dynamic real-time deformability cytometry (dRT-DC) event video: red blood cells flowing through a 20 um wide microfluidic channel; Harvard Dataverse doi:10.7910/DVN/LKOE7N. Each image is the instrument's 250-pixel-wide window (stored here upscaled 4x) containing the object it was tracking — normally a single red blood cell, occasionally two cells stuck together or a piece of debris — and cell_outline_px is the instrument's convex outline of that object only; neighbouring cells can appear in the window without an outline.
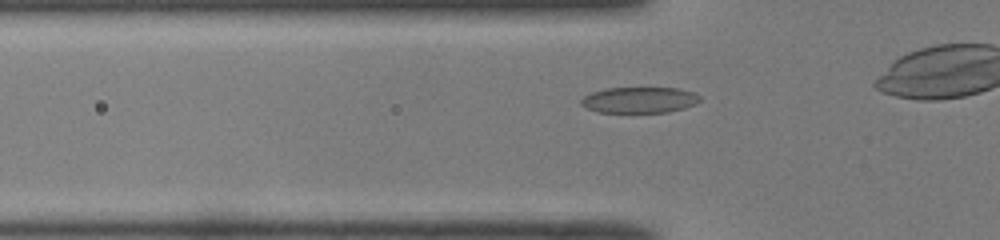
{"species": "common noctule bat (a hibernating species)", "species_latin": "Nyctalus noctula", "temperature_condition": "room temperature", "stored_images_in_passage": 25, "camera_frame_rate_fps": 3000, "um_per_image_px": 0.085, "animal": {"sex": "male", "body_mass_g": 19.0, "forearm_length_mm": 50.8}, "frame": {"image": 1, "passage_image": 5, "time_ms": 1.333, "image_size_px": [1000, 240], "cell_outline_px": [[700, 100], [696, 104], [684, 108], [668, 112], [596, 112], [580, 104], [580, 100], [584, 96], [592, 92], [608, 88], [676, 88], [692, 92], [700, 96]], "centroid_in_image_um": [54.34, 8.5], "position_along_channel_um": 71.5, "area_um2": 17.86}}
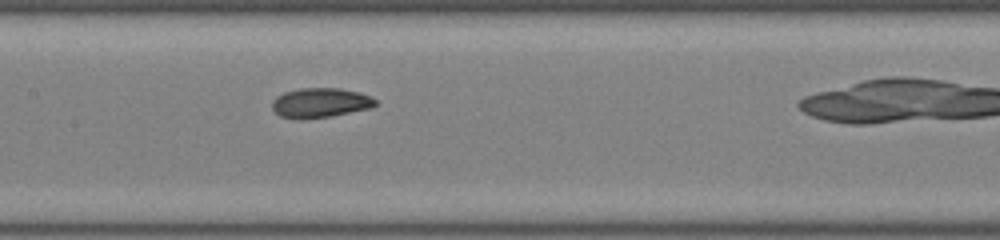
{"frame": {"image": 2, "passage_image": 13, "time_ms": 4.0, "image_size_px": [1000, 240], "cell_outline_px": [[376, 104], [372, 108], [332, 116], [280, 116], [272, 108], [272, 100], [276, 96], [284, 92], [300, 88], [340, 88], [360, 92], [372, 96], [376, 100]], "centroid_in_image_um": [27.29, 8.68], "position_along_channel_um": 180.1, "area_um2": 17.4}}
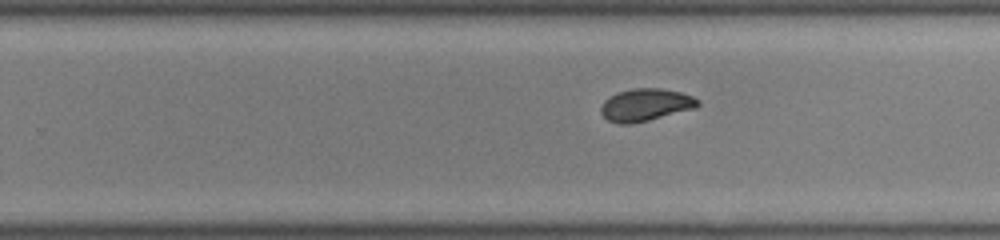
{"frame": {"image": 3, "passage_image": 20, "time_ms": 6.333, "image_size_px": [1000, 240], "cell_outline_px": [[700, 104], [696, 108], [632, 124], [620, 124], [608, 120], [600, 112], [600, 108], [604, 100], [616, 92], [632, 88], [660, 88], [680, 92], [692, 96], [700, 100]], "centroid_in_image_um": [54.86, 8.9], "position_along_channel_um": 274.9, "area_um2": 18.38}}